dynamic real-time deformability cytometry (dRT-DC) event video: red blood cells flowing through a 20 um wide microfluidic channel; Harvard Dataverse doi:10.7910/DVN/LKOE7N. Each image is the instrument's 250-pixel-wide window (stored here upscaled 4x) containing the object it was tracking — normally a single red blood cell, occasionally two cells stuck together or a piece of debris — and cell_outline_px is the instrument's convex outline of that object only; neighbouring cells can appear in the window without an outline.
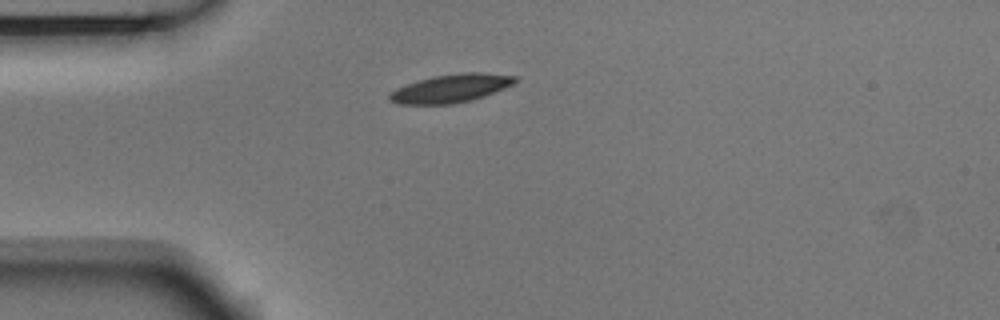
{"species": "Egyptian fruit bat (a non-hibernating species)", "species_latin": "Rousettus aegyptiacus", "temperature_condition": "room temperature", "stored_images_in_passage": 41, "camera_frame_rate_fps": 3000, "um_per_image_px": 0.085, "animal": {"sex": "male"}, "frame": {"image": 1, "passage_image": 1, "time_ms": 0.0, "image_size_px": [1000, 320], "cell_outline_px": [[520, 80], [516, 84], [484, 96], [472, 100], [452, 104], [396, 104], [388, 100], [388, 96], [396, 88], [432, 76], [460, 72], [480, 72], [516, 76]], "centroid_in_image_um": [38.38, 7.5], "position_along_channel_um": 46.6, "area_um2": 20.87}}
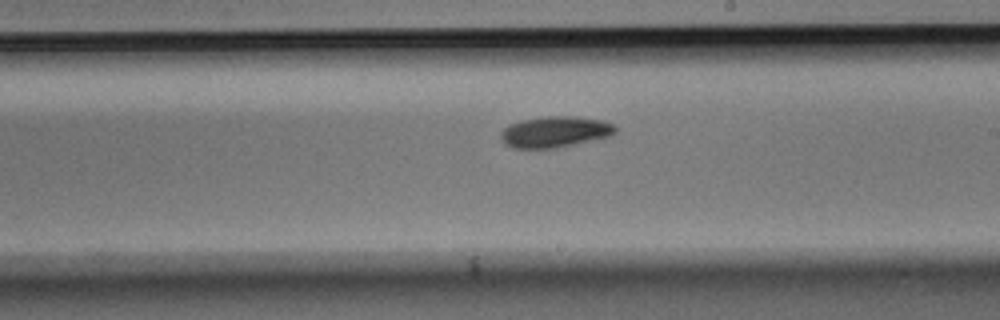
{"frame": {"image": 2, "passage_image": 18, "time_ms": 5.667, "image_size_px": [1000, 320], "cell_outline_px": [[616, 132], [612, 136], [556, 148], [512, 148], [504, 144], [500, 140], [500, 132], [504, 128], [520, 120], [548, 116], [576, 116], [604, 120], [612, 124], [616, 128]], "centroid_in_image_um": [47.17, 11.21], "position_along_channel_um": 241.8, "area_um2": 20.92}}
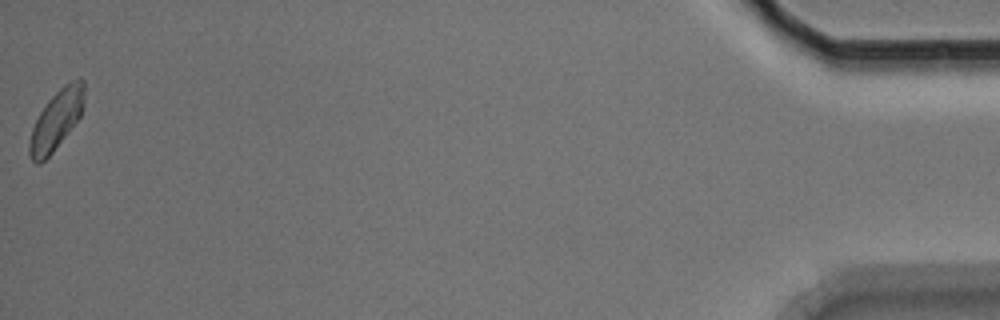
{"frame": {"image": 3, "passage_image": 41, "time_ms": 13.333, "image_size_px": [1000, 320], "cell_outline_px": [[84, 104], [80, 116], [68, 132], [52, 152], [40, 164], [36, 164], [32, 160], [28, 152], [28, 144], [32, 128], [40, 112], [48, 100], [64, 84], [80, 76], [84, 80]], "centroid_in_image_um": [4.79, 10.17], "position_along_channel_um": 430.4, "area_um2": 18.84}, "authors_computed_cell_mechanics": {"area_um2": 19.8254, "velocity_mm_per_s": 3.7157, "shape_relaxation_time_tau1_ms": 2.881, "shape_relaxation_time_tau2_ms": null, "deformation_change_tau1": 0.1033, "deformation_change_tau2": null}}